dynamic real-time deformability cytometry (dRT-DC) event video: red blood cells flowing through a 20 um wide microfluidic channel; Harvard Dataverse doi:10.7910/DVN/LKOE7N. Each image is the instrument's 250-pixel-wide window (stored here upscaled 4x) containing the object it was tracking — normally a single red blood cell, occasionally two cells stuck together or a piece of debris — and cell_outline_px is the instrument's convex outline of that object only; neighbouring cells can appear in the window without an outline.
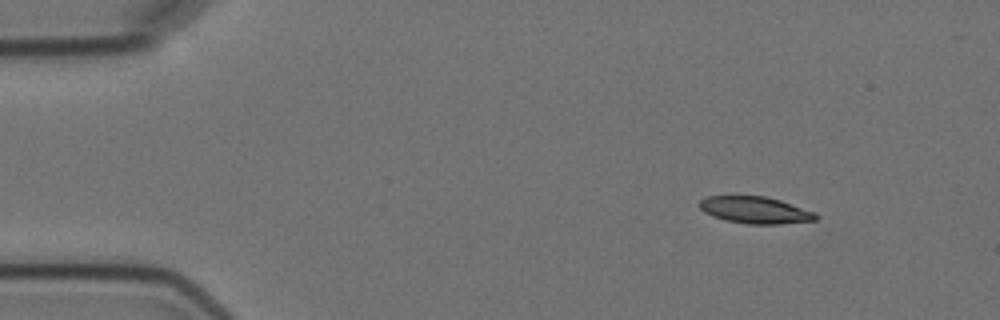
{"species": "Egyptian fruit bat (a non-hibernating species)", "species_latin": "Rousettus aegyptiacus", "temperature_condition": "cold", "stored_images_in_passage": 7, "camera_frame_rate_fps": 3000, "um_per_image_px": 0.085, "animal": {"sex": "female"}, "frame": {"image": 1, "passage_image": 1, "time_ms": 0.0, "image_size_px": [1000, 320], "cell_outline_px": [[820, 216], [816, 220], [780, 224], [748, 224], [724, 220], [712, 216], [704, 212], [700, 208], [700, 200], [708, 196], [764, 196], [780, 200], [816, 212]], "centroid_in_image_um": [64.22, 17.86], "position_along_channel_um": 20.8, "area_um2": 18.26}}
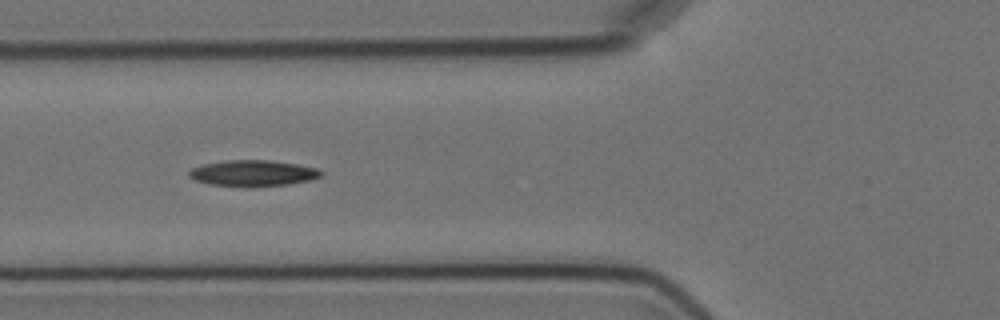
{"frame": {"image": 2, "passage_image": 5, "time_ms": 4.667, "image_size_px": [1000, 320], "cell_outline_px": [[324, 172], [320, 176], [312, 180], [288, 184], [252, 188], [244, 188], [208, 184], [196, 180], [188, 176], [188, 172], [192, 168], [204, 164], [224, 160], [268, 160], [296, 164], [316, 168]], "centroid_in_image_um": [21.49, 14.74], "position_along_channel_um": 104.3, "area_um2": 20.4}}
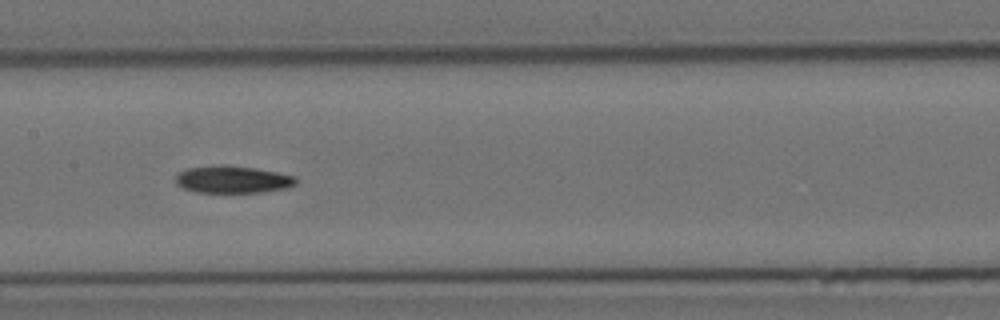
{"frame": {"image": 3, "passage_image": 7, "time_ms": 7.0, "image_size_px": [1000, 320], "cell_outline_px": [[296, 184], [284, 188], [260, 192], [196, 192], [184, 188], [176, 184], [176, 176], [180, 172], [188, 168], [220, 164], [228, 164], [276, 172], [296, 176]], "centroid_in_image_um": [19.75, 15.24], "position_along_channel_um": 187.6, "area_um2": 18.96}}